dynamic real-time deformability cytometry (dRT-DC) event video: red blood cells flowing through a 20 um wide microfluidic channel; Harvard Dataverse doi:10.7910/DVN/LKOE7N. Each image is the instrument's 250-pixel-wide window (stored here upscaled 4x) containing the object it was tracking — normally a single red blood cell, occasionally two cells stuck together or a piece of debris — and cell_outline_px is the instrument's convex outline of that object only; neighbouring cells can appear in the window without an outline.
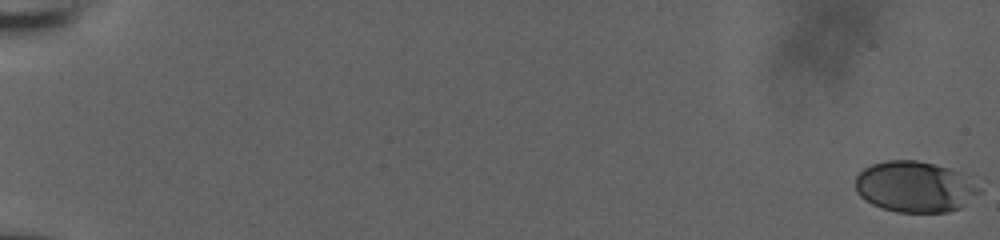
{"species": "human", "species_latin": "Homo sapiens", "temperature_condition": "room temperature", "stored_images_in_passage": 56, "camera_frame_rate_fps": 3000, "um_per_image_px": 0.085, "donor": {"sex": "male"}, "frame": {"image": 1, "passage_image": 1, "time_ms": 0.0, "image_size_px": [1000, 240], "cell_outline_px": [[980, 192], [960, 208], [948, 212], [896, 212], [880, 208], [872, 204], [860, 196], [856, 192], [856, 176], [864, 168], [872, 164], [888, 160], [916, 160], [948, 168], [956, 172], [980, 188]], "centroid_in_image_um": [77.7, 15.89], "position_along_channel_um": 7.3, "area_um2": 36.3}}
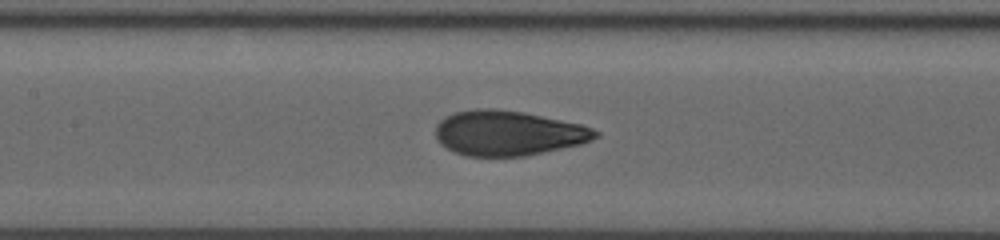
{"frame": {"image": 2, "passage_image": 31, "time_ms": 10.0, "image_size_px": [1000, 240], "cell_outline_px": [[600, 136], [592, 140], [580, 144], [524, 156], [464, 156], [452, 152], [440, 144], [436, 140], [436, 124], [444, 116], [452, 112], [476, 108], [496, 108], [524, 112], [580, 124], [592, 128], [600, 132]], "centroid_in_image_um": [43.14, 11.3], "position_along_channel_um": 164.3, "area_um2": 42.25}}
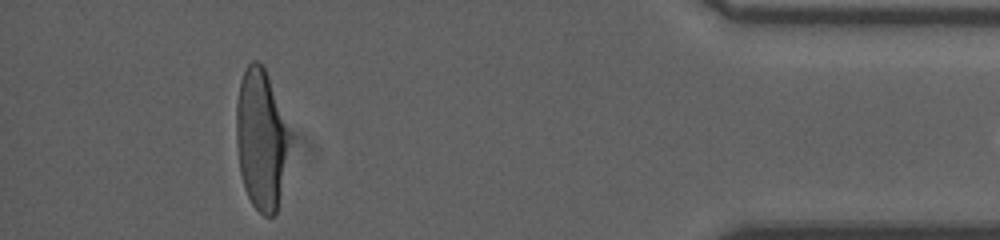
{"frame": {"image": 3, "passage_image": 54, "time_ms": 17.667, "image_size_px": [1000, 240], "cell_outline_px": [[284, 156], [276, 212], [272, 216], [264, 216], [252, 204], [244, 188], [240, 172], [236, 144], [236, 104], [240, 80], [248, 64], [252, 60], [256, 60], [264, 68], [268, 76], [284, 128]], "centroid_in_image_um": [22.05, 11.82], "position_along_channel_um": 413.1, "area_um2": 40.69}}